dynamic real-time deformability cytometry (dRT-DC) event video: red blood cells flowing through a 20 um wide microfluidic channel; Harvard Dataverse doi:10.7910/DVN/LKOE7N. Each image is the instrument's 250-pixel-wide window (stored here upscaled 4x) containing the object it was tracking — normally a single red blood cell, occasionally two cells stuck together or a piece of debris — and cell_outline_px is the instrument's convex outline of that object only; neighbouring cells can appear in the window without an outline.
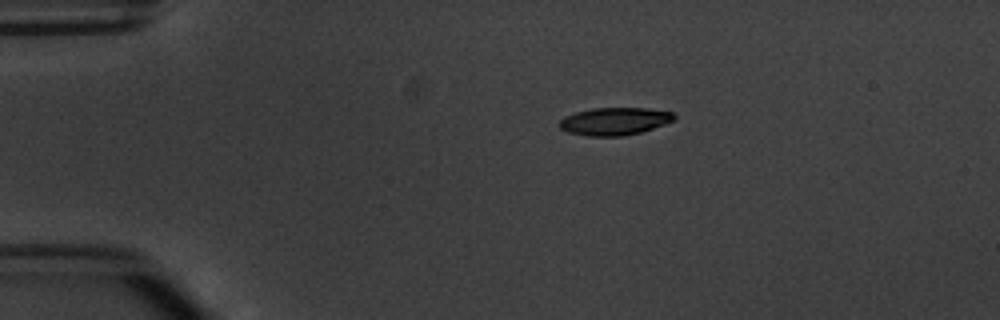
{"species": "common noctule bat (a hibernating species)", "species_latin": "Nyctalus noctula", "temperature_condition": "warm", "stored_images_in_passage": 3, "camera_frame_rate_fps": 3000, "um_per_image_px": 0.085, "animal": {"sex": "male", "body_mass_g": 20.1, "forearm_length_mm": 53.5}, "frame": {"image": 1, "passage_image": 1, "time_ms": 0.0, "image_size_px": [1000, 320], "cell_outline_px": [[676, 120], [640, 132], [620, 136], [588, 136], [568, 132], [560, 128], [560, 120], [564, 116], [576, 112], [592, 108], [644, 108], [672, 112], [676, 116]], "centroid_in_image_um": [52.23, 10.3], "position_along_channel_um": 32.8, "area_um2": 18.32}}
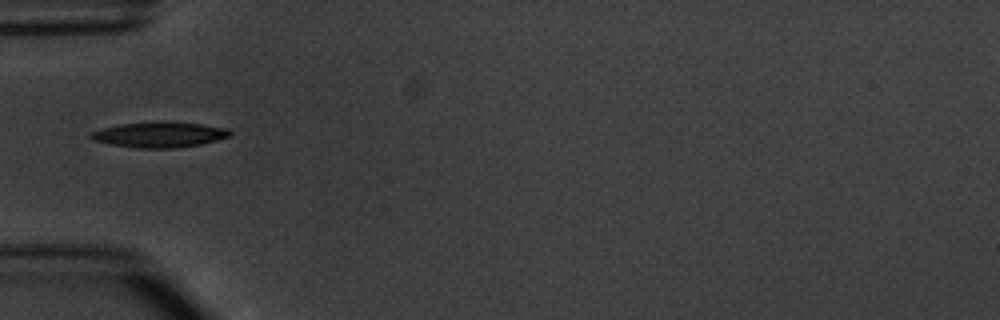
{"frame": {"image": 2, "passage_image": 3, "time_ms": 2.333, "image_size_px": [1000, 320], "cell_outline_px": [[232, 136], [200, 144], [176, 148], [136, 148], [108, 144], [92, 140], [88, 136], [92, 132], [100, 128], [120, 124], [200, 124], [228, 128], [232, 132]], "centroid_in_image_um": [13.52, 11.49], "position_along_channel_um": 71.5, "area_um2": 19.88}}